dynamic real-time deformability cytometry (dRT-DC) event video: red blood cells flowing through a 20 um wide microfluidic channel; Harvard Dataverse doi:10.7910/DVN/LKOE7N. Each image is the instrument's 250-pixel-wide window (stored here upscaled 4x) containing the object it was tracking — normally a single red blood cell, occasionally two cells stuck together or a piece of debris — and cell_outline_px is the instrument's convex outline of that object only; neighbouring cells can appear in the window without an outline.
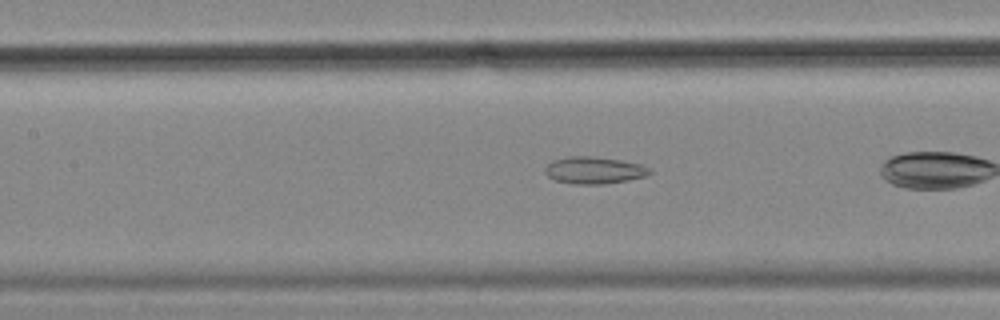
{"species": "common noctule bat (a hibernating species)", "species_latin": "Nyctalus noctula", "temperature_condition": "cold", "stored_images_in_passage": 13, "camera_frame_rate_fps": 3000, "um_per_image_px": 0.085, "animal": {"sex": "female", "body_mass_g": 18.4}, "frame": {"image": 1, "passage_image": 10, "time_ms": 3.0, "image_size_px": [1000, 320], "cell_outline_px": [[652, 172], [648, 176], [628, 180], [604, 184], [572, 184], [556, 180], [548, 176], [544, 172], [544, 168], [552, 160], [568, 156], [596, 156], [620, 160], [640, 164], [648, 168]], "centroid_in_image_um": [50.49, 14.47], "position_along_channel_um": 156.9, "area_um2": 16.59}}